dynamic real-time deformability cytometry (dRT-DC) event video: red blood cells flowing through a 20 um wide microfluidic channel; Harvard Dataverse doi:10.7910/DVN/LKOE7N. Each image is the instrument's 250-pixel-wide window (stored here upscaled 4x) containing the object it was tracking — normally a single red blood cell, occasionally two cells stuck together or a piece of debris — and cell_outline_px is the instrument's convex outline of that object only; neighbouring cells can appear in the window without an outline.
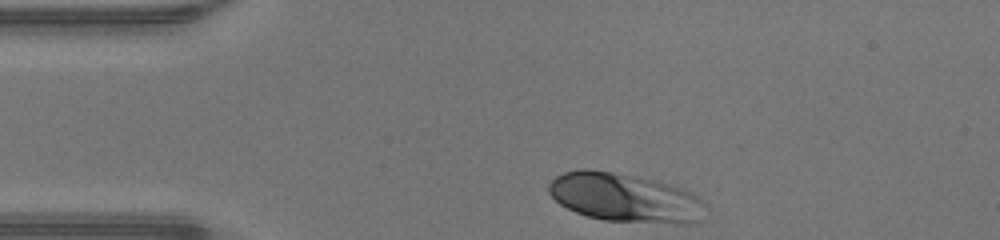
{"species": "human", "species_latin": "Homo sapiens", "temperature_condition": "warm", "stored_images_in_passage": 30, "camera_frame_rate_fps": 3000, "um_per_image_px": 0.085, "donor": {"sex": "male"}, "frame": {"image": 1, "passage_image": 1, "time_ms": 0.0, "image_size_px": [1000, 240], "cell_outline_px": [[708, 208], [700, 220], [688, 224], [680, 224], [604, 220], [588, 216], [576, 212], [560, 204], [548, 192], [548, 184], [556, 176], [564, 172], [576, 168], [588, 168], [612, 172], [652, 180], [684, 188], [700, 196]], "centroid_in_image_um": [53.16, 16.81], "position_along_channel_um": 31.8, "area_um2": 44.91}}
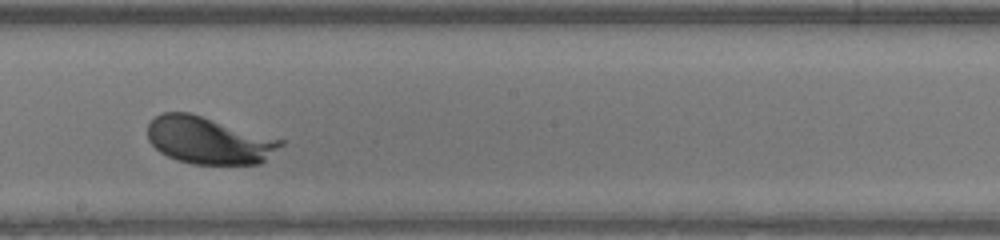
{"frame": {"image": 2, "passage_image": 18, "time_ms": 5.667, "image_size_px": [1000, 240], "cell_outline_px": [[284, 144], [260, 164], [192, 164], [176, 160], [160, 152], [148, 140], [148, 124], [156, 116], [164, 112], [188, 112], [284, 140]], "centroid_in_image_um": [17.74, 11.94], "position_along_channel_um": 230.5, "area_um2": 36.36}}
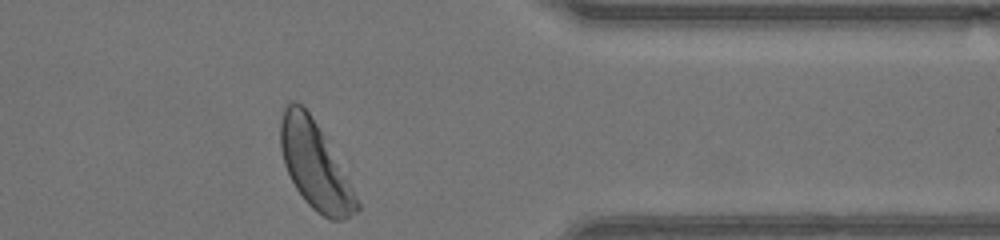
{"frame": {"image": 3, "passage_image": 30, "time_ms": 9.667, "image_size_px": [1000, 240], "cell_outline_px": [[360, 208], [356, 212], [344, 220], [332, 220], [316, 212], [304, 200], [296, 188], [284, 164], [280, 148], [280, 120], [284, 108], [288, 100], [296, 100], [308, 112], [316, 124], [348, 180], [360, 204]], "centroid_in_image_um": [26.73, 14.07], "position_along_channel_um": 384.7, "area_um2": 37.8}, "authors_computed_cell_mechanics": {"area_um2": 37.3099, "velocity_mm_per_s": 4.279, "shape_relaxation_time_tau1_ms": 1.2954, "shape_relaxation_time_tau2_ms": null, "deformation_change_tau1": 0.1549, "deformation_change_tau2": null}}